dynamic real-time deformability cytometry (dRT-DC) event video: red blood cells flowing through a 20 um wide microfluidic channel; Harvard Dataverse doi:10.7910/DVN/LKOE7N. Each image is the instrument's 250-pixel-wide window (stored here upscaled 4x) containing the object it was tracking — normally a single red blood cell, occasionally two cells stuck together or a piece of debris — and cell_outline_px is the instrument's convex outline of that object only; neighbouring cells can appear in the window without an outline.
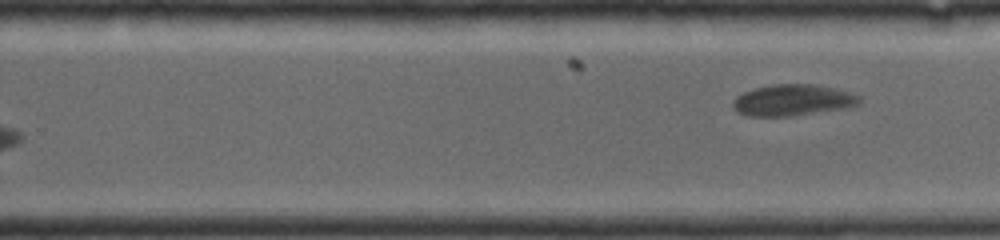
{"species": "common noctule bat (a hibernating species)", "species_latin": "Nyctalus noctula", "temperature_condition": "room temperature", "stored_images_in_passage": 11, "segment_of_instrument_passage": [2, 2], "camera_frame_rate_fps": 4000, "um_per_image_px": 0.085, "animal": {"sex": "female", "body_mass_g": 19.0, "forearm_length_mm": 56.7}, "frame": {"image": 1, "passage_image": 11, "time_ms": 8.5, "image_size_px": [1000, 240], "cell_outline_px": [[860, 104], [848, 108], [792, 116], [748, 116], [736, 112], [732, 108], [732, 104], [736, 96], [744, 92], [756, 88], [776, 84], [812, 84], [852, 92], [860, 96]], "centroid_in_image_um": [67.39, 8.52], "position_along_channel_um": 262.4, "area_um2": 23.18}}